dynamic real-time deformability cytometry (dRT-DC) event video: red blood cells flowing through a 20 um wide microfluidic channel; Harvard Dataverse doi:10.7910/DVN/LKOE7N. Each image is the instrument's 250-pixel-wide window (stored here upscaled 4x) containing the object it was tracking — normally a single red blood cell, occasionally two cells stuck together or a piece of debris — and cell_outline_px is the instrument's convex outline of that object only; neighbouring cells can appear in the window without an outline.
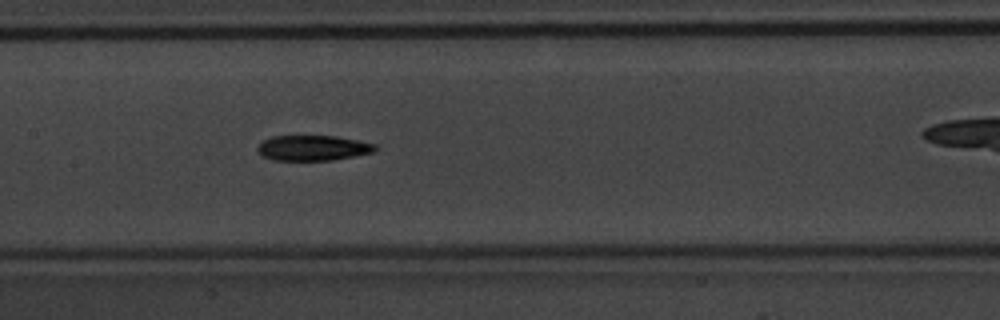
{"species": "common noctule bat (a hibernating species)", "species_latin": "Nyctalus noctula", "temperature_condition": "warm", "stored_images_in_passage": 40, "camera_frame_rate_fps": 3000, "um_per_image_px": 0.085, "animal": {"sex": "male", "body_mass_g": 20.1, "forearm_length_mm": 53.5}, "frame": {"image": 1, "passage_image": 23, "time_ms": 7.333, "image_size_px": [1000, 320], "cell_outline_px": [[380, 148], [372, 152], [356, 156], [332, 160], [276, 160], [260, 156], [256, 148], [264, 140], [272, 136], [336, 136], [376, 144]], "centroid_in_image_um": [26.61, 12.58], "position_along_channel_um": 180.8, "area_um2": 17.4}}